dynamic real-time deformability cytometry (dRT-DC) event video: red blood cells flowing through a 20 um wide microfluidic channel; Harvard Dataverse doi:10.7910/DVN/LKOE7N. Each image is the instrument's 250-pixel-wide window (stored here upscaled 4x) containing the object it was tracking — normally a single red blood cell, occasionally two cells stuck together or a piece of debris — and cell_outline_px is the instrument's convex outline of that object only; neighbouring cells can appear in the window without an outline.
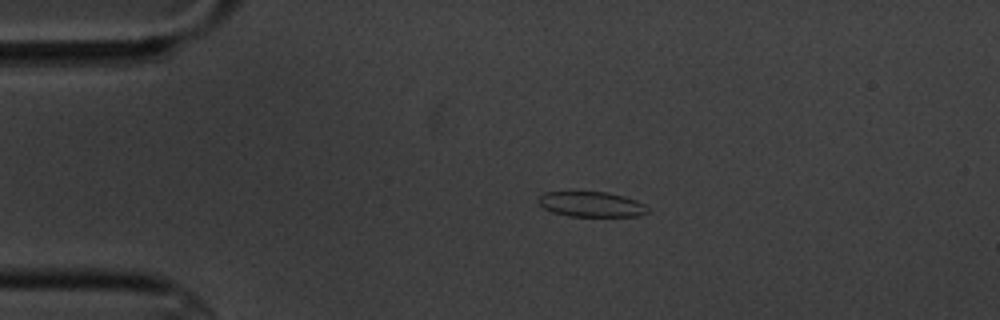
{"species": "common noctule bat (a hibernating species)", "species_latin": "Nyctalus noctula", "temperature_condition": "cold", "stored_images_in_passage": 3, "camera_frame_rate_fps": 3000, "um_per_image_px": 0.085, "animal": {"sex": "male", "body_mass_g": 20.1, "forearm_length_mm": 53.5}, "frame": {"image": 1, "passage_image": 1, "time_ms": 0.0, "image_size_px": [1000, 320], "cell_outline_px": [[648, 212], [636, 216], [568, 216], [552, 212], [544, 208], [540, 204], [540, 196], [544, 192], [576, 188], [608, 192], [624, 196], [636, 200], [644, 204], [648, 208]], "centroid_in_image_um": [50.21, 17.3], "position_along_channel_um": 34.8, "area_um2": 16.82}}
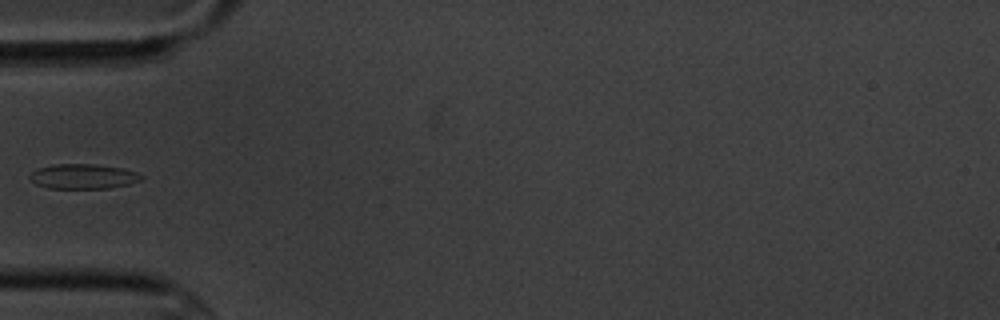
{"frame": {"image": 2, "passage_image": 3, "time_ms": 2.333, "image_size_px": [1000, 320], "cell_outline_px": [[144, 176], [140, 180], [128, 184], [108, 188], [48, 188], [36, 184], [28, 176], [36, 168], [52, 164], [96, 164], [124, 168], [136, 172]], "centroid_in_image_um": [7.05, 14.98], "position_along_channel_um": 77.9, "area_um2": 16.18}}